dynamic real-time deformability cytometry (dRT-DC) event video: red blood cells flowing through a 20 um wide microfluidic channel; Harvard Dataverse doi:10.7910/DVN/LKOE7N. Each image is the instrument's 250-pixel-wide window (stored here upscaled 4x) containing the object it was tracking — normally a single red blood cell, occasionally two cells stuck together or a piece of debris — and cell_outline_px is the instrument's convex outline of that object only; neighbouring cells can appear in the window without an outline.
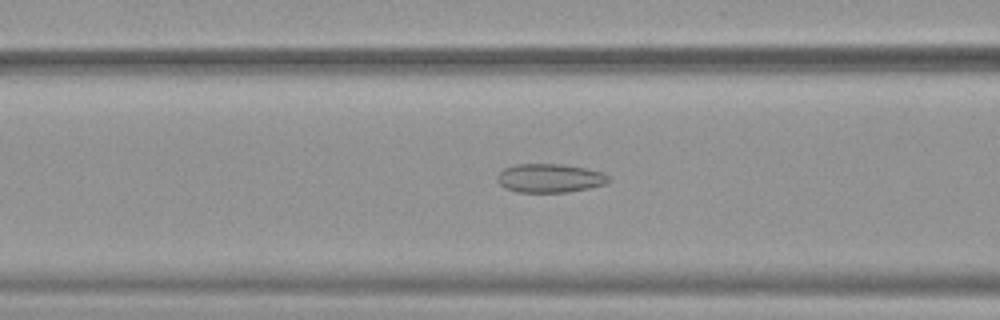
{"species": "common noctule bat (a hibernating species)", "species_latin": "Nyctalus noctula", "temperature_condition": "warm", "stored_images_in_passage": 37, "camera_frame_rate_fps": 3000, "um_per_image_px": 0.085, "animal": {"sex": "female", "body_mass_g": 19.9}, "frame": {"image": 1, "passage_image": 6, "time_ms": 1.667, "image_size_px": [1000, 320], "cell_outline_px": [[612, 180], [608, 184], [568, 192], [516, 192], [504, 188], [496, 180], [496, 176], [504, 168], [516, 164], [560, 164], [584, 168], [600, 172], [608, 176]], "centroid_in_image_um": [46.71, 15.15], "position_along_channel_um": 119.9, "area_um2": 18.73}}
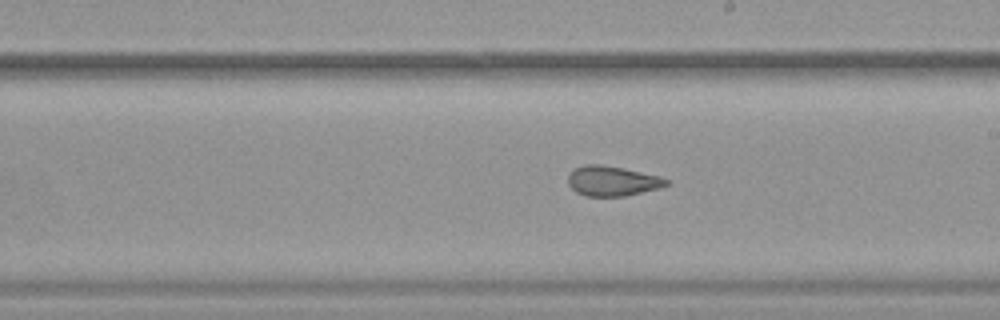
{"frame": {"image": 2, "passage_image": 15, "time_ms": 4.667, "image_size_px": [1000, 320], "cell_outline_px": [[668, 184], [660, 188], [624, 196], [584, 196], [576, 192], [568, 184], [568, 176], [576, 168], [584, 164], [600, 164], [624, 168], [660, 176], [668, 180]], "centroid_in_image_um": [52.04, 15.38], "position_along_channel_um": 237.0, "area_um2": 17.11}}
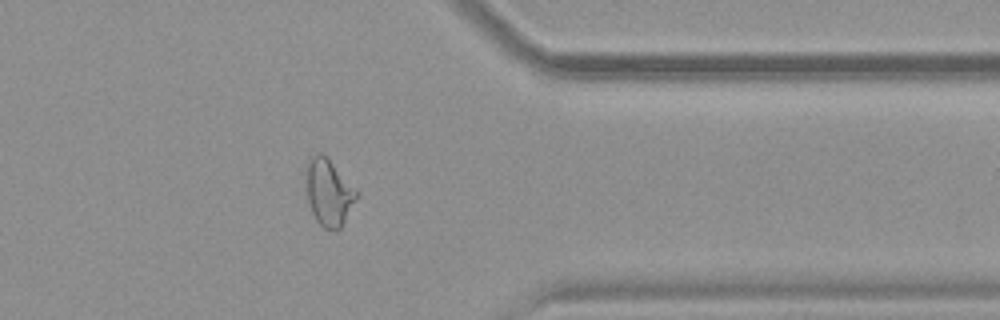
{"frame": {"image": 3, "passage_image": 27, "time_ms": 8.667, "image_size_px": [1000, 320], "cell_outline_px": [[356, 200], [340, 228], [324, 228], [316, 220], [312, 212], [308, 200], [304, 168], [304, 164], [308, 156], [316, 152], [320, 152], [332, 164], [356, 192]], "centroid_in_image_um": [27.85, 16.31], "position_along_channel_um": 383.6, "area_um2": 19.07}, "authors_computed_cell_mechanics": {"area_um2": 18.3226, "velocity_mm_per_s": 3.9132, "shape_relaxation_time_tau1_ms": null, "shape_relaxation_time_tau2_ms": 1.2548, "deformation_change_tau1": null, "deformation_change_tau2": 0.0771}}